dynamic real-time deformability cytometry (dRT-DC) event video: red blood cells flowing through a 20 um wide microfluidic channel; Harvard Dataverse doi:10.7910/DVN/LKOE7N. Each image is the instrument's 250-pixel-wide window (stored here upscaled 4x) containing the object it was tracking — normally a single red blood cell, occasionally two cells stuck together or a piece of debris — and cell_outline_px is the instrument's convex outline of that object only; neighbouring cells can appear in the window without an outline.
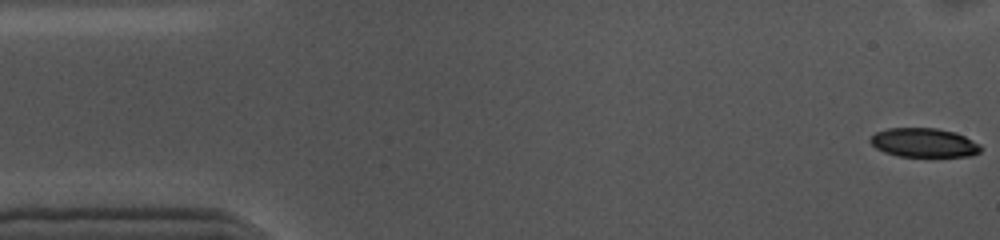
{"species": "common noctule bat (a hibernating species)", "species_latin": "Nyctalus noctula", "temperature_condition": "cold", "stored_images_in_passage": 55, "camera_frame_rate_fps": 3000, "um_per_image_px": 0.085, "animal": {"sex": "female", "body_mass_g": 10.0, "forearm_length_mm": 53.1}, "frame": {"image": 1, "passage_image": 1, "time_ms": 0.0, "image_size_px": [1000, 240], "cell_outline_px": [[984, 148], [980, 152], [972, 156], [896, 156], [884, 152], [876, 148], [868, 140], [876, 132], [888, 128], [936, 128], [956, 132], [980, 144]], "centroid_in_image_um": [78.55, 12.13], "position_along_channel_um": 6.4, "area_um2": 18.79}}
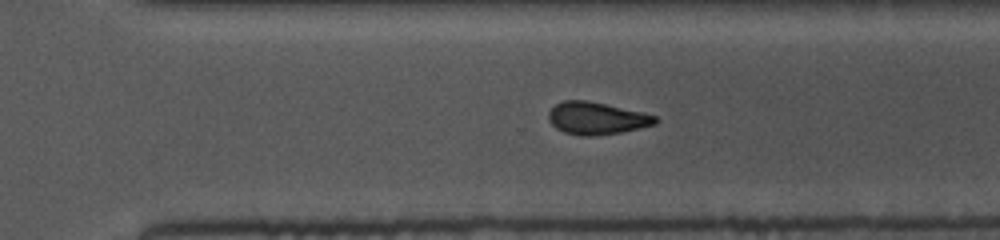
{"frame": {"image": 2, "passage_image": 37, "time_ms": 12.0, "image_size_px": [1000, 240], "cell_outline_px": [[660, 120], [656, 124], [620, 132], [592, 136], [584, 136], [564, 132], [556, 128], [548, 120], [548, 112], [556, 104], [564, 100], [588, 100], [644, 112], [656, 116]], "centroid_in_image_um": [50.72, 10.04], "position_along_channel_um": 319.9, "area_um2": 20.17}}
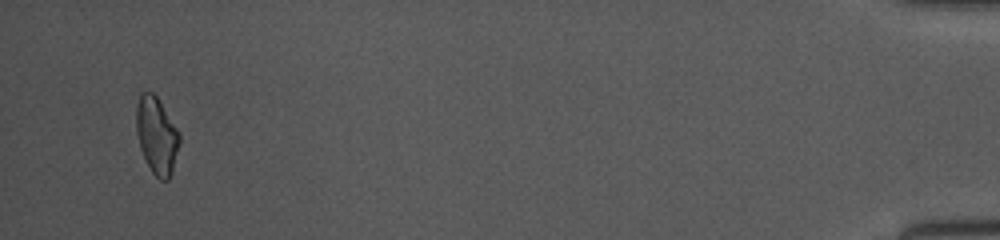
{"frame": {"image": 3, "passage_image": 53, "time_ms": 17.333, "image_size_px": [1000, 240], "cell_outline_px": [[180, 140], [172, 172], [168, 180], [160, 180], [152, 172], [140, 148], [136, 132], [136, 104], [140, 92], [152, 92], [156, 96], [180, 132]], "centroid_in_image_um": [13.31, 11.5], "position_along_channel_um": 421.9, "area_um2": 19.31}, "authors_computed_cell_mechanics": {"area_um2": 20.1722, "velocity_mm_per_s": 3.5693, "shape_relaxation_time_tau1_ms": 2.9435, "shape_relaxation_time_tau2_ms": 3.3484, "deformation_change_tau1": 0.1376, "deformation_change_tau2": 0.1084}}